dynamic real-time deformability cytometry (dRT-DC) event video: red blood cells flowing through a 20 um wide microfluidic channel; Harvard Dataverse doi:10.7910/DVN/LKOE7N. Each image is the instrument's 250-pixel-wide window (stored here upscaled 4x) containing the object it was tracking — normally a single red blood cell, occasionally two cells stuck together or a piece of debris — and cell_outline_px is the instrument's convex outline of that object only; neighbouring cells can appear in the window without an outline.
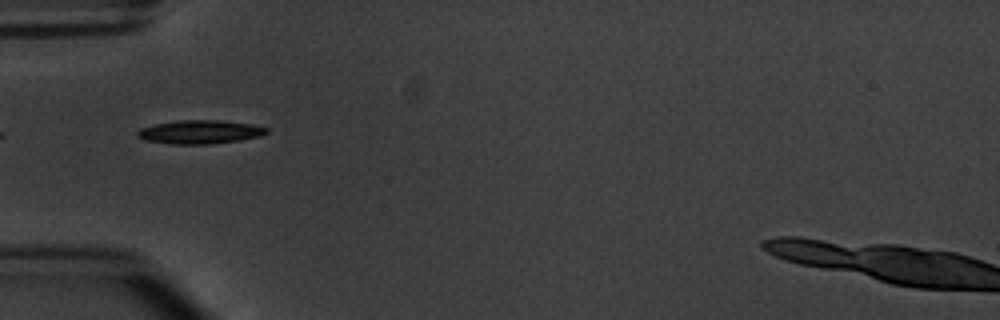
{"species": "common noctule bat (a hibernating species)", "species_latin": "Nyctalus noctula", "temperature_condition": "warm", "stored_images_in_passage": 2, "camera_frame_rate_fps": 3000, "um_per_image_px": 0.085, "animal": {"sex": "male", "body_mass_g": 20.1, "forearm_length_mm": 53.5}, "frame": {"image": 1, "passage_image": 1, "time_ms": 0.0, "image_size_px": [1000, 320], "cell_outline_px": [[268, 132], [260, 136], [240, 140], [212, 144], [172, 144], [144, 140], [136, 136], [136, 132], [140, 128], [156, 124], [180, 120], [220, 120], [252, 124], [268, 128]], "centroid_in_image_um": [16.99, 11.22], "position_along_channel_um": 68.0, "area_um2": 17.8}}